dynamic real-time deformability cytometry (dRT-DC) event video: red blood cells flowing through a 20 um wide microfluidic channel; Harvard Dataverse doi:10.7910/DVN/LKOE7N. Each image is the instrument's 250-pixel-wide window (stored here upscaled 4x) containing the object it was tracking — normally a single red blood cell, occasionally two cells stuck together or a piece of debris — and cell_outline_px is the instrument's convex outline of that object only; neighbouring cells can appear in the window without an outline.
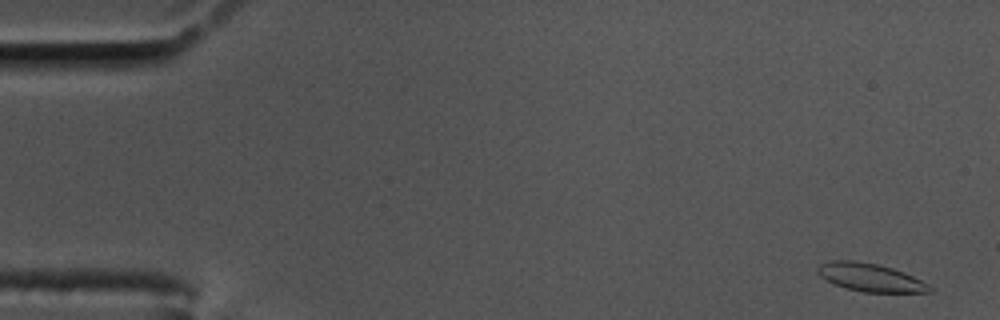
{"species": "common noctule bat (a hibernating species)", "species_latin": "Nyctalus noctula", "temperature_condition": "cold", "stored_images_in_passage": 57, "camera_frame_rate_fps": 3000, "um_per_image_px": 0.085, "animal": {"sex": "male", "body_mass_g": 17.5, "forearm_length_mm": 52.3}, "frame": {"image": 1, "passage_image": 2, "time_ms": 0.333, "image_size_px": [1000, 320], "cell_outline_px": [[936, 288], [932, 292], [864, 292], [844, 288], [820, 276], [816, 272], [816, 268], [820, 264], [832, 260], [852, 260], [876, 264], [892, 268], [904, 272]], "centroid_in_image_um": [73.98, 23.58], "position_along_channel_um": 11.0, "area_um2": 18.26}}
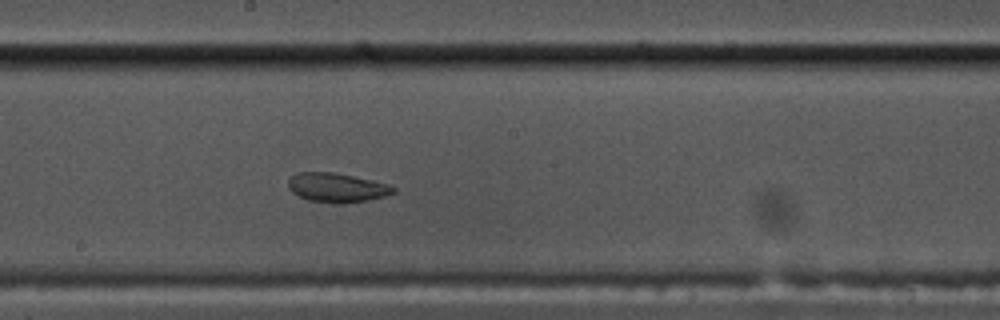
{"frame": {"image": 2, "passage_image": 31, "time_ms": 10.0, "image_size_px": [1000, 320], "cell_outline_px": [[396, 192], [384, 196], [368, 200], [344, 204], [332, 204], [308, 200], [292, 192], [288, 188], [288, 180], [296, 172], [332, 172], [352, 176], [388, 184], [396, 188]], "centroid_in_image_um": [28.61, 15.96], "position_along_channel_um": 219.6, "area_um2": 17.98}}
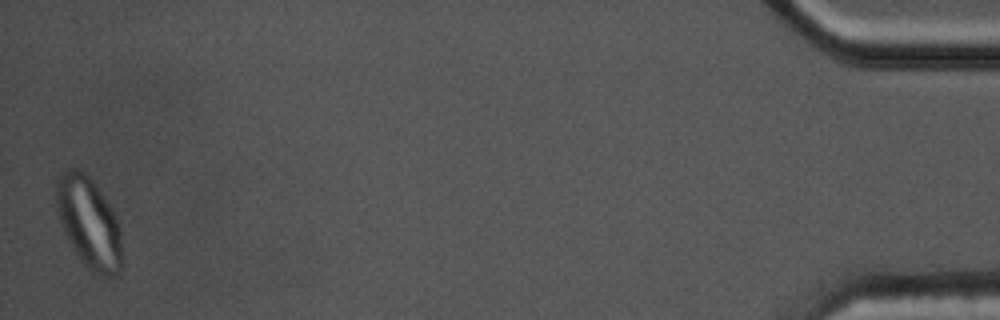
{"frame": {"image": 3, "passage_image": 57, "time_ms": 18.667, "image_size_px": [1000, 320], "cell_outline_px": [[124, 260], [120, 272], [116, 276], [104, 276], [92, 272], [80, 260], [64, 232], [60, 224], [56, 208], [56, 176], [72, 168], [76, 168], [84, 172], [92, 180], [112, 208], [120, 228]], "centroid_in_image_um": [7.58, 18.96], "position_along_channel_um": 427.6, "area_um2": 35.2}}